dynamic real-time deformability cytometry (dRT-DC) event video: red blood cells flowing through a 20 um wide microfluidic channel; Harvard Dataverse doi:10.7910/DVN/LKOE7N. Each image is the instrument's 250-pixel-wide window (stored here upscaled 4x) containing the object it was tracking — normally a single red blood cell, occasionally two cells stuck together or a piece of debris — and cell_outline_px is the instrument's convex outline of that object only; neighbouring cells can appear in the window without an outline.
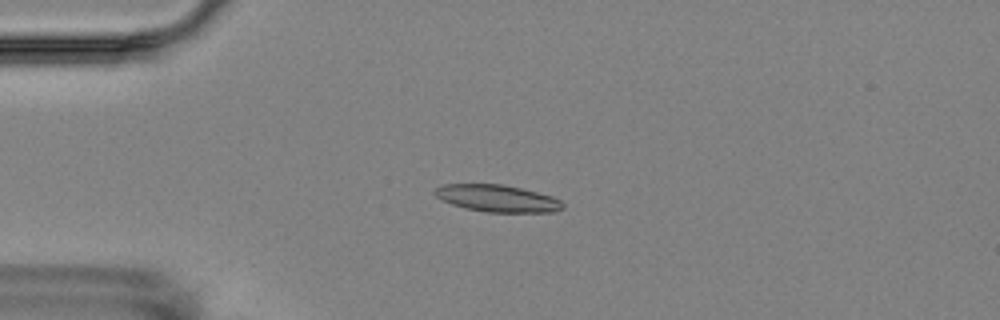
{"species": "Egyptian fruit bat (a non-hibernating species)", "species_latin": "Rousettus aegyptiacus", "temperature_condition": "room temperature", "stored_images_in_passage": 16, "camera_frame_rate_fps": 3000, "um_per_image_px": 0.085, "animal": {"sex": "female"}, "frame": {"image": 1, "passage_image": 4, "time_ms": 4.0, "image_size_px": [1000, 320], "cell_outline_px": [[564, 208], [556, 212], [484, 212], [464, 208], [440, 200], [432, 192], [440, 184], [504, 184], [552, 196], [560, 200], [564, 204]], "centroid_in_image_um": [42.25, 16.86], "position_along_channel_um": 42.8, "area_um2": 20.35}}
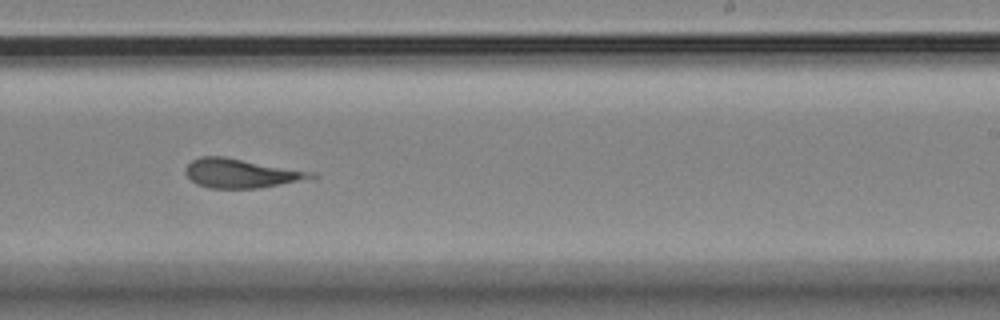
{"frame": {"image": 2, "passage_image": 10, "time_ms": 11.0, "image_size_px": [1000, 320], "cell_outline_px": [[320, 176], [280, 184], [256, 188], [208, 188], [196, 184], [184, 172], [184, 168], [192, 160], [200, 156], [224, 156], [316, 172]], "centroid_in_image_um": [20.48, 14.71], "position_along_channel_um": 268.5, "area_um2": 21.33}}
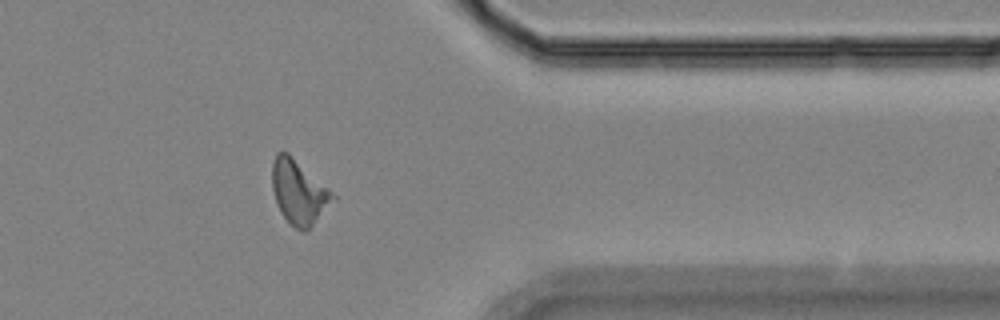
{"frame": {"image": 3, "passage_image": 13, "time_ms": 14.667, "image_size_px": [1000, 320], "cell_outline_px": [[336, 200], [304, 232], [296, 228], [280, 212], [272, 188], [272, 164], [276, 152], [288, 152], [328, 188], [336, 196]], "centroid_in_image_um": [25.4, 16.3], "position_along_channel_um": 386.0, "area_um2": 22.25}, "authors_computed_cell_mechanics": {"area_um2": 20.4323, "velocity_mm_per_s": 3.5433, "shape_relaxation_time_tau1_ms": 3.7271, "shape_relaxation_time_tau2_ms": 2.106, "deformation_change_tau1": 0.0932, "deformation_change_tau2": 0.1258}}